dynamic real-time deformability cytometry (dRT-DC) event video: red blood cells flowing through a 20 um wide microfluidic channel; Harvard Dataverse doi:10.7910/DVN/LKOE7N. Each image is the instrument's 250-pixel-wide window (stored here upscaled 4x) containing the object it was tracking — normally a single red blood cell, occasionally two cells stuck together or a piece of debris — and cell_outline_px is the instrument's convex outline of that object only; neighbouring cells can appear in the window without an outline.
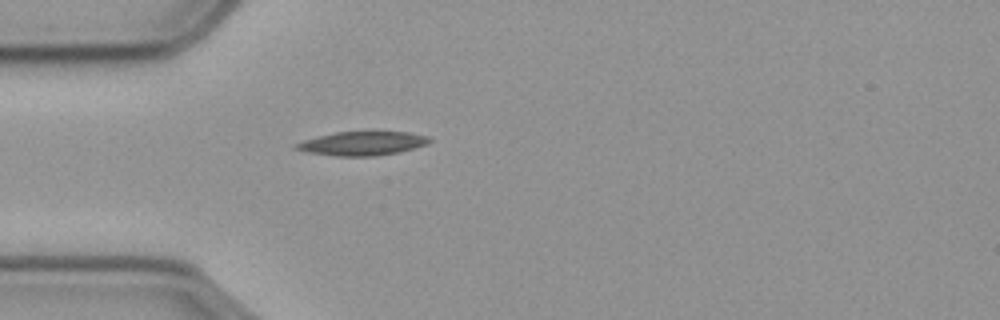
{"species": "common noctule bat (a hibernating species)", "species_latin": "Nyctalus noctula", "temperature_condition": "cold", "stored_images_in_passage": 42, "camera_frame_rate_fps": 3000, "um_per_image_px": 0.085, "animal": {"sex": "male", "body_mass_g": 23.1, "forearm_length_mm": 52.7}, "frame": {"image": 1, "passage_image": 1, "time_ms": 0.0, "image_size_px": [1000, 320], "cell_outline_px": [[432, 140], [428, 144], [396, 152], [376, 156], [336, 156], [308, 152], [292, 148], [296, 144], [304, 140], [336, 132], [408, 132], [428, 136]], "centroid_in_image_um": [30.8, 12.19], "position_along_channel_um": 54.2, "area_um2": 18.26}}
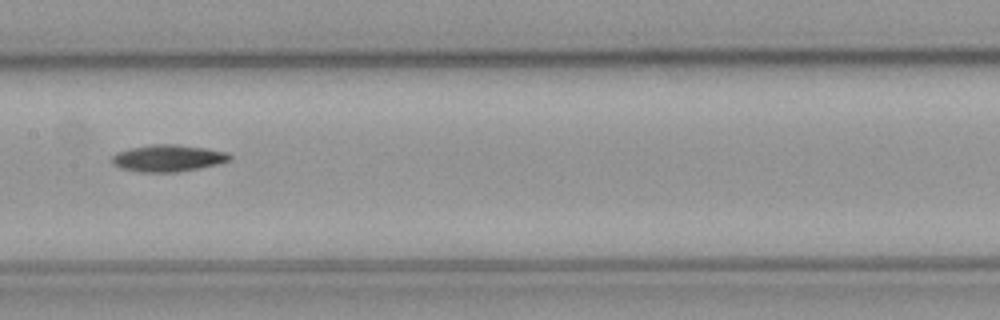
{"frame": {"image": 2, "passage_image": 13, "time_ms": 4.0, "image_size_px": [1000, 320], "cell_outline_px": [[232, 156], [228, 160], [216, 164], [176, 172], [140, 172], [120, 168], [112, 164], [112, 156], [116, 152], [128, 148], [152, 144], [176, 144], [208, 148], [228, 152]], "centroid_in_image_um": [14.23, 13.43], "position_along_channel_um": 193.2, "area_um2": 18.44}}
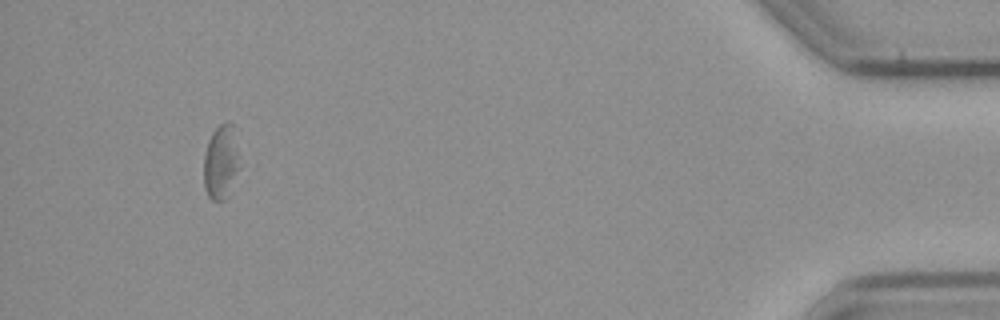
{"frame": {"image": 3, "passage_image": 38, "time_ms": 12.333, "image_size_px": [1000, 320], "cell_outline_px": [[240, 168], [228, 196], [224, 200], [212, 200], [208, 196], [204, 188], [204, 156], [208, 140], [212, 132], [220, 124], [228, 120], [232, 124]], "centroid_in_image_um": [18.77, 13.8], "position_along_channel_um": 416.4, "area_um2": 15.49}, "authors_computed_cell_mechanics": {"area_um2": 17.6868, "velocity_mm_per_s": 3.5976, "shape_relaxation_time_tau1_ms": 7.7255, "shape_relaxation_time_tau2_ms": null, "deformation_change_tau1": 0.1273, "deformation_change_tau2": null}}